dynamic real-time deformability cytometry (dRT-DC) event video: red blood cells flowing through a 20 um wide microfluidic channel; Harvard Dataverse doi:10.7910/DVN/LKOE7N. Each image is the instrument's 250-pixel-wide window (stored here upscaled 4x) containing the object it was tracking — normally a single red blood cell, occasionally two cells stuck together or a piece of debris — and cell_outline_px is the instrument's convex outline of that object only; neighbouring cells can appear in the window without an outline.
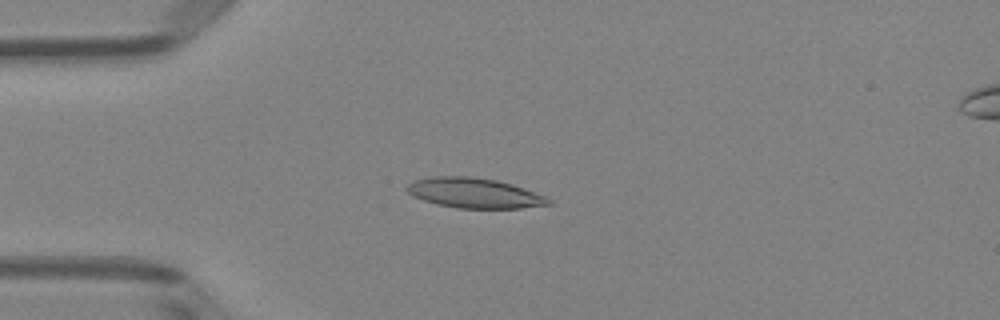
{"species": "Egyptian fruit bat (a non-hibernating species)", "species_latin": "Rousettus aegyptiacus", "temperature_condition": "room temperature", "stored_images_in_passage": 51, "camera_frame_rate_fps": 3000, "um_per_image_px": 0.085, "animal": {"sex": "female"}, "frame": {"image": 1, "passage_image": 13, "time_ms": 4.0, "image_size_px": [1000, 320], "cell_outline_px": [[552, 204], [520, 208], [456, 208], [436, 204], [412, 196], [404, 188], [408, 184], [416, 180], [432, 176], [468, 176], [496, 180], [512, 184], [548, 196], [552, 200]], "centroid_in_image_um": [40.34, 16.41], "position_along_channel_um": 44.7, "area_um2": 24.91}}
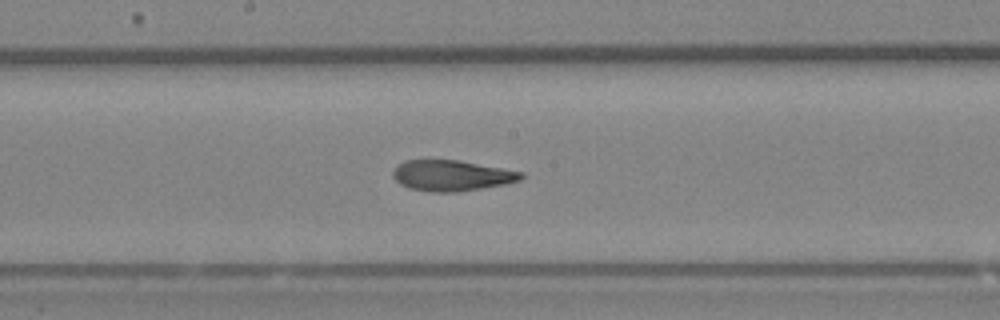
{"frame": {"image": 2, "passage_image": 27, "time_ms": 8.667, "image_size_px": [1000, 320], "cell_outline_px": [[524, 176], [520, 180], [504, 184], [460, 192], [432, 192], [408, 188], [400, 184], [392, 176], [392, 172], [404, 160], [460, 160], [524, 172]], "centroid_in_image_um": [38.4, 14.92], "position_along_channel_um": 209.8, "area_um2": 23.0}}
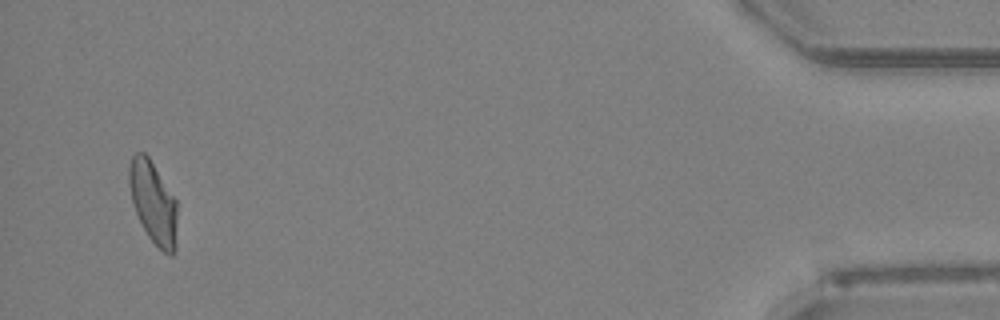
{"frame": {"image": 3, "passage_image": 49, "time_ms": 16.0, "image_size_px": [1000, 320], "cell_outline_px": [[176, 248], [172, 256], [168, 256], [148, 236], [132, 204], [128, 184], [128, 164], [132, 156], [136, 152], [144, 152], [148, 156], [176, 200]], "centroid_in_image_um": [13.0, 17.19], "position_along_channel_um": 422.2, "area_um2": 22.95}, "authors_computed_cell_mechanics": {"area_um2": 23.7558, "velocity_mm_per_s": 3.9767, "shape_relaxation_time_tau1_ms": 8.4499, "shape_relaxation_time_tau2_ms": 2.1749, "deformation_change_tau1": 0.2211, "deformation_change_tau2": 0.0782}}